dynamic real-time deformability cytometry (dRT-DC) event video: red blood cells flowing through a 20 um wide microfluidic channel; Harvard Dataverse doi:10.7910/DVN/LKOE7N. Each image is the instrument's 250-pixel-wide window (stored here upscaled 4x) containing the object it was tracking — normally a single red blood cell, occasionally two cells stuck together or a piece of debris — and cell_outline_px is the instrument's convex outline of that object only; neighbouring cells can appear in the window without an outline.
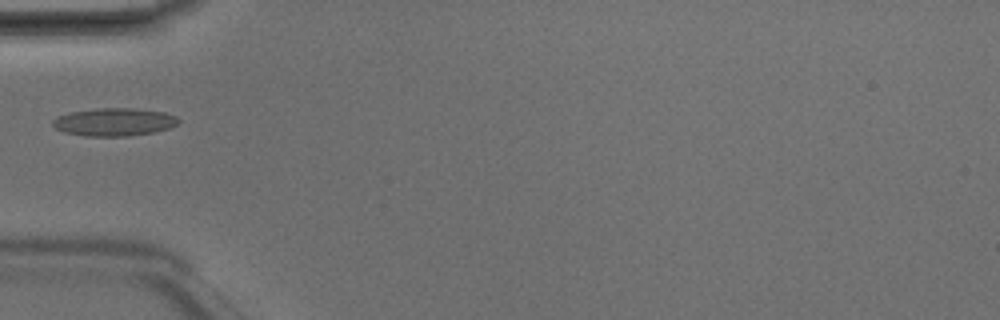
{"species": "Egyptian fruit bat (a non-hibernating species)", "species_latin": "Rousettus aegyptiacus", "temperature_condition": "room temperature", "stored_images_in_passage": 6, "camera_frame_rate_fps": 3000, "um_per_image_px": 0.085, "animal": {"sex": "male"}, "frame": {"image": 1, "passage_image": 4, "time_ms": 1.0, "image_size_px": [1000, 320], "cell_outline_px": [[180, 120], [176, 124], [168, 128], [152, 132], [128, 136], [84, 136], [64, 132], [56, 128], [52, 124], [52, 120], [56, 116], [72, 112], [96, 108], [136, 108], [164, 112], [176, 116]], "centroid_in_image_um": [9.68, 10.36], "position_along_channel_um": 75.3, "area_um2": 20.4}}
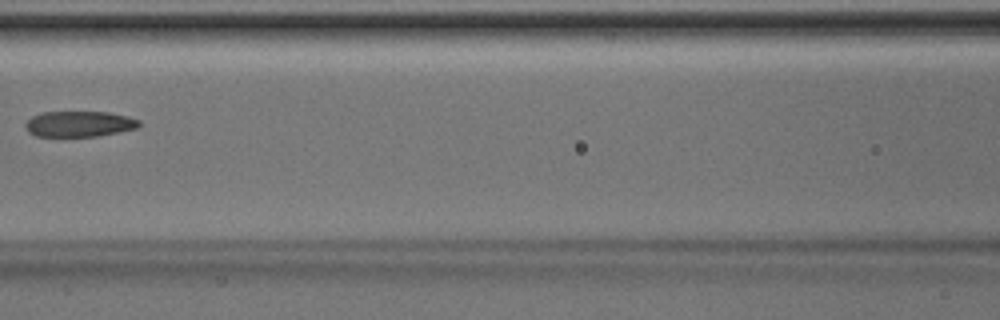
{"frame": {"image": 2, "passage_image": 6, "time_ms": 1.667, "image_size_px": [1000, 320], "cell_outline_px": [[140, 128], [96, 136], [36, 136], [28, 132], [24, 124], [32, 116], [40, 112], [108, 112], [128, 116], [140, 120]], "centroid_in_image_um": [6.75, 10.53], "position_along_channel_um": 159.8, "area_um2": 17.11}}